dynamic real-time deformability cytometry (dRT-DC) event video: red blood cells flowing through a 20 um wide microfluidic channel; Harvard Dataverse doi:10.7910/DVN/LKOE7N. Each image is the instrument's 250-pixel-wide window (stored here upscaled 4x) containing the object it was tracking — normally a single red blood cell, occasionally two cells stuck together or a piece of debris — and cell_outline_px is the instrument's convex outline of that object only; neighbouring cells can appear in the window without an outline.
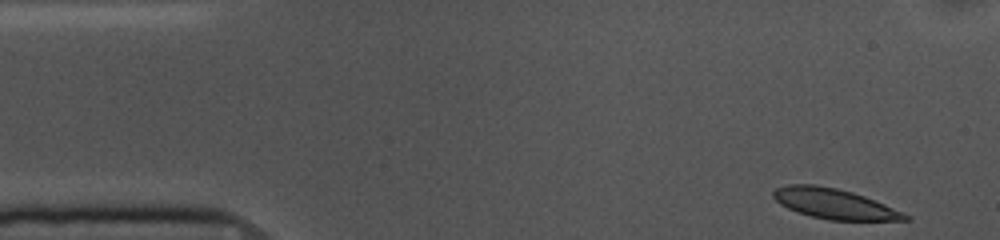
{"species": "common noctule bat (a hibernating species)", "species_latin": "Nyctalus noctula", "temperature_condition": "cold", "stored_images_in_passage": 51, "camera_frame_rate_fps": 3000, "um_per_image_px": 0.085, "animal": {"sex": "female", "body_mass_g": 10.0, "forearm_length_mm": 53.1}, "frame": {"image": 1, "passage_image": 1, "time_ms": 0.0, "image_size_px": [1000, 240], "cell_outline_px": [[912, 220], [828, 220], [812, 216], [788, 208], [780, 204], [772, 196], [772, 192], [776, 188], [788, 184], [816, 184], [836, 188], [852, 192], [864, 196], [904, 212]], "centroid_in_image_um": [70.9, 17.31], "position_along_channel_um": 14.1, "area_um2": 23.0}}
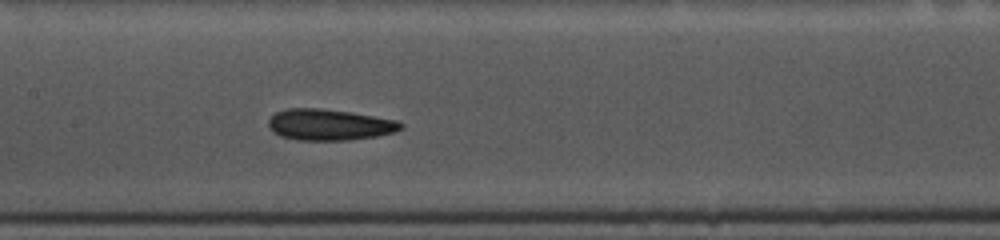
{"frame": {"image": 2, "passage_image": 22, "time_ms": 7.0, "image_size_px": [1000, 240], "cell_outline_px": [[404, 128], [396, 132], [376, 136], [348, 140], [296, 140], [280, 136], [272, 132], [268, 124], [268, 120], [276, 112], [288, 108], [320, 108], [352, 112], [400, 120], [404, 124]], "centroid_in_image_um": [28.04, 10.6], "position_along_channel_um": 179.4, "area_um2": 24.39}}
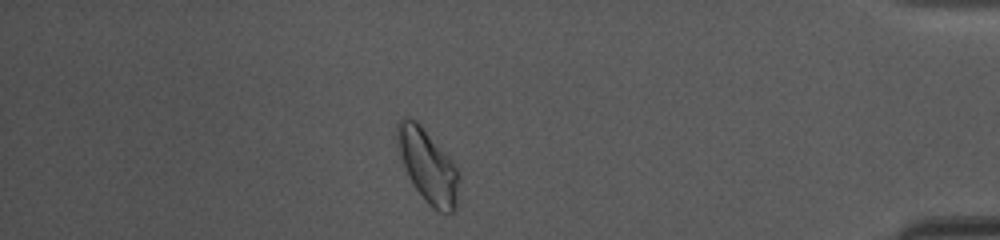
{"frame": {"image": 3, "passage_image": 44, "time_ms": 14.333, "image_size_px": [1000, 240], "cell_outline_px": [[456, 212], [440, 212], [432, 208], [424, 200], [412, 184], [408, 176], [396, 144], [396, 124], [404, 116], [408, 116], [416, 120], [420, 124], [452, 160], [456, 168]], "centroid_in_image_um": [36.3, 14.07], "position_along_channel_um": 398.9, "area_um2": 25.95}, "authors_computed_cell_mechanics": {"area_um2": 23.9292, "velocity_mm_per_s": 3.6057, "shape_relaxation_time_tau1_ms": 3.6484, "shape_relaxation_time_tau2_ms": 2.7072, "deformation_change_tau1": 0.0965, "deformation_change_tau2": 0.0888}}